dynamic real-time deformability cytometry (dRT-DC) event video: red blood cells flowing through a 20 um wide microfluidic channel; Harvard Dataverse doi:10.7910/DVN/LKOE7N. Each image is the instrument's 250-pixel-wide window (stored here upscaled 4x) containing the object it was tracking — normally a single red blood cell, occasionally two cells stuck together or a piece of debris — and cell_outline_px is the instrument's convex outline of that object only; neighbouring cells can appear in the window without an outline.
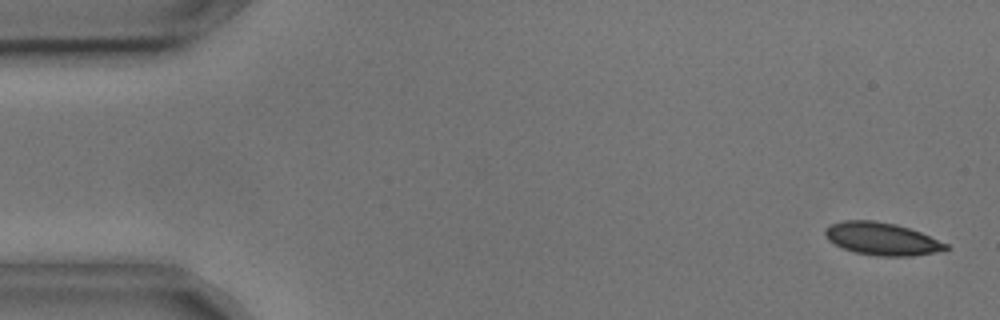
{"species": "common noctule bat (a hibernating species)", "species_latin": "Nyctalus noctula", "temperature_condition": "cold", "stored_images_in_passage": 56, "segment_of_instrument_passage": [1, 2], "camera_frame_rate_fps": 3000, "um_per_image_px": 0.085, "animal": {"sex": "male", "body_mass_g": 17.9, "forearm_length_mm": 54.2}, "frame": {"image": 1, "passage_image": 2, "time_ms": 0.333, "image_size_px": [1000, 320], "cell_outline_px": [[952, 248], [912, 256], [876, 256], [856, 252], [844, 248], [828, 240], [824, 232], [824, 228], [832, 224], [844, 220], [876, 220], [896, 224], [920, 232], [948, 244]], "centroid_in_image_um": [74.95, 20.29], "position_along_channel_um": 10.1, "area_um2": 22.77}}
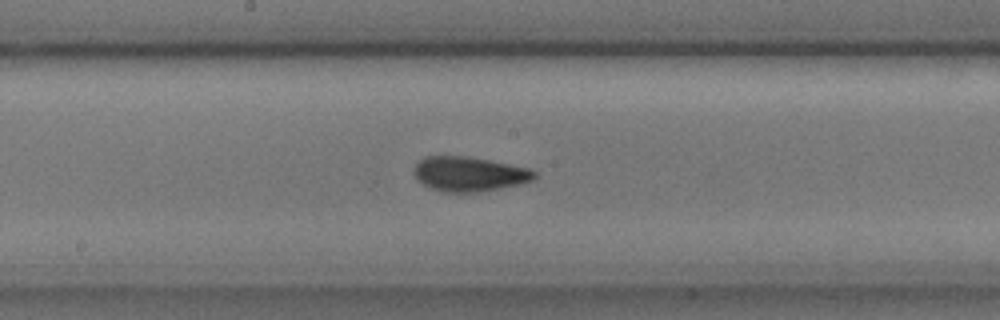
{"frame": {"image": 2, "passage_image": 28, "time_ms": 9.0, "image_size_px": [1000, 320], "cell_outline_px": [[536, 176], [532, 180], [524, 184], [476, 192], [444, 192], [428, 188], [416, 180], [412, 172], [416, 164], [424, 156], [468, 156], [528, 168], [536, 172]], "centroid_in_image_um": [39.84, 14.8], "position_along_channel_um": 208.4, "area_um2": 24.51}}
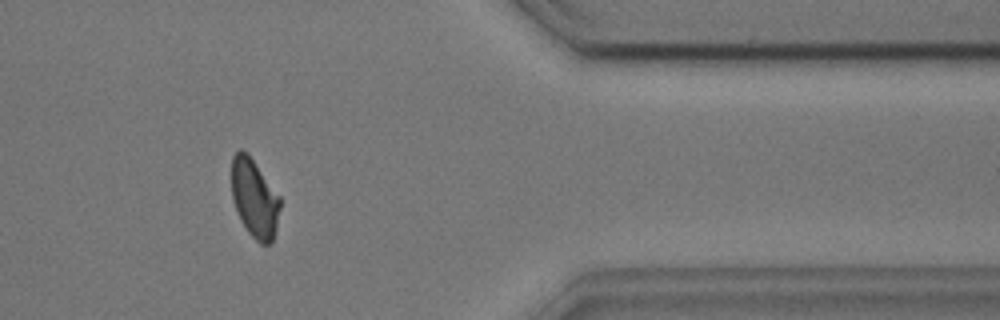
{"frame": {"image": 3, "passage_image": 45, "time_ms": 14.667, "image_size_px": [1000, 320], "cell_outline_px": [[280, 208], [276, 228], [272, 240], [268, 244], [260, 244], [248, 232], [240, 220], [232, 200], [232, 156], [240, 148], [248, 152], [280, 196]], "centroid_in_image_um": [21.62, 16.83], "position_along_channel_um": 389.8, "area_um2": 22.31}}